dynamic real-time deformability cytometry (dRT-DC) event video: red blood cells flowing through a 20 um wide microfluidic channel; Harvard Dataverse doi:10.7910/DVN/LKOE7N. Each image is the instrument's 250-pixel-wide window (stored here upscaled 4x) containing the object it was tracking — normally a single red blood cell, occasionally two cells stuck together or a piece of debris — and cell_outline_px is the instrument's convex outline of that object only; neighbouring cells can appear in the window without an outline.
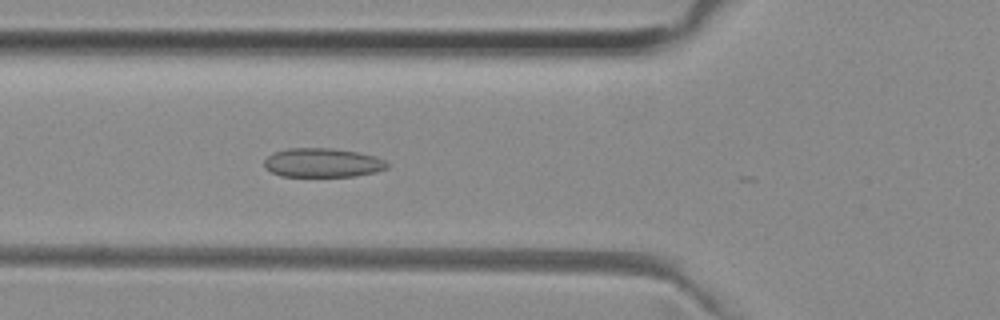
{"species": "common noctule bat (a hibernating species)", "species_latin": "Nyctalus noctula", "temperature_condition": "room temperature", "stored_images_in_passage": 35, "camera_frame_rate_fps": 3000, "um_per_image_px": 0.085, "animal": {"sex": "female", "body_mass_g": 29.2, "forearm_length_mm": 56.3}, "frame": {"image": 1, "passage_image": 5, "time_ms": 1.333, "image_size_px": [1000, 320], "cell_outline_px": [[392, 164], [388, 168], [376, 172], [356, 176], [280, 176], [264, 168], [264, 160], [268, 156], [276, 152], [288, 148], [332, 148], [360, 152], [376, 156]], "centroid_in_image_um": [27.47, 13.83], "position_along_channel_um": 98.3, "area_um2": 21.04}}
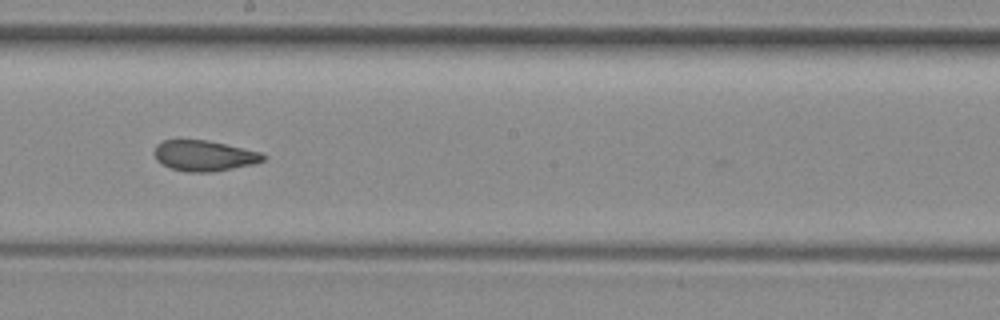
{"frame": {"image": 2, "passage_image": 15, "time_ms": 4.667, "image_size_px": [1000, 320], "cell_outline_px": [[268, 156], [264, 160], [256, 164], [212, 172], [188, 172], [172, 168], [156, 160], [152, 152], [156, 144], [164, 140], [208, 140], [260, 152]], "centroid_in_image_um": [17.36, 13.23], "position_along_channel_um": 230.8, "area_um2": 19.54}}
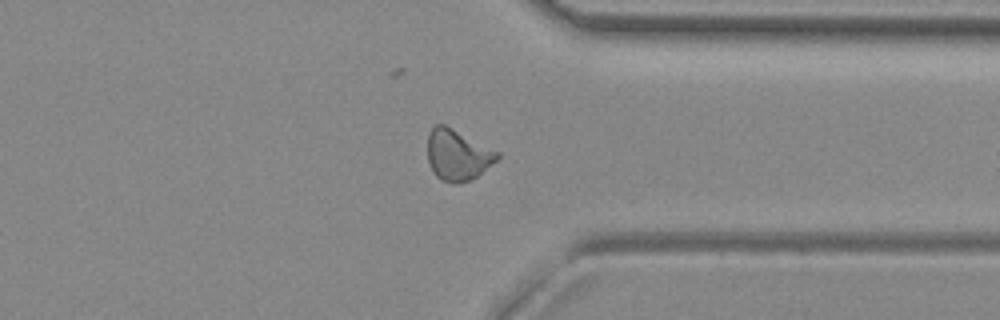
{"frame": {"image": 3, "passage_image": 26, "time_ms": 8.333, "image_size_px": [1000, 320], "cell_outline_px": [[500, 156], [496, 160], [476, 176], [468, 180], [456, 184], [440, 180], [436, 176], [428, 160], [428, 132], [436, 124], [444, 124], [500, 152]], "centroid_in_image_um": [38.88, 13.16], "position_along_channel_um": 372.5, "area_um2": 20.4}, "authors_computed_cell_mechanics": {"area_um2": 19.9988, "velocity_mm_per_s": 3.9699, "shape_relaxation_time_tau1_ms": null, "shape_relaxation_time_tau2_ms": 1.583, "deformation_change_tau1": null, "deformation_change_tau2": 0.0828}}